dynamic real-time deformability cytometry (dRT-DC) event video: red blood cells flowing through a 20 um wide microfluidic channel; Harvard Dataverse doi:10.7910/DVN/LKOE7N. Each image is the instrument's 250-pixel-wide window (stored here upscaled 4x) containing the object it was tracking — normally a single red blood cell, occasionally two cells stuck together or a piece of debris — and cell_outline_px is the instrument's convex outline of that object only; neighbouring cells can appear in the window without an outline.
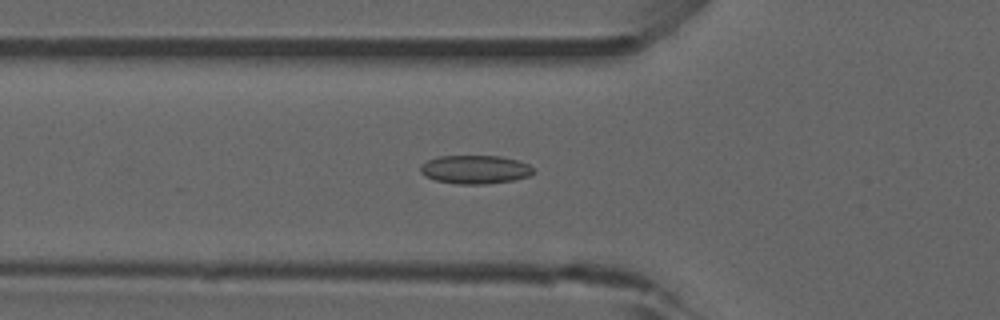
{"species": "common noctule bat (a hibernating species)", "species_latin": "Nyctalus noctula", "temperature_condition": "room temperature", "stored_images_in_passage": 31, "camera_frame_rate_fps": 3000, "um_per_image_px": 0.085, "animal": {"sex": "male", "forearm_length_mm": 52.5}, "frame": {"image": 1, "passage_image": 18, "time_ms": 5.667, "image_size_px": [1000, 320], "cell_outline_px": [[536, 172], [528, 176], [512, 180], [484, 184], [456, 184], [436, 180], [424, 176], [420, 172], [420, 164], [428, 160], [440, 156], [500, 156], [516, 160], [528, 164]], "centroid_in_image_um": [40.35, 14.41], "position_along_channel_um": 85.4, "area_um2": 18.73}}
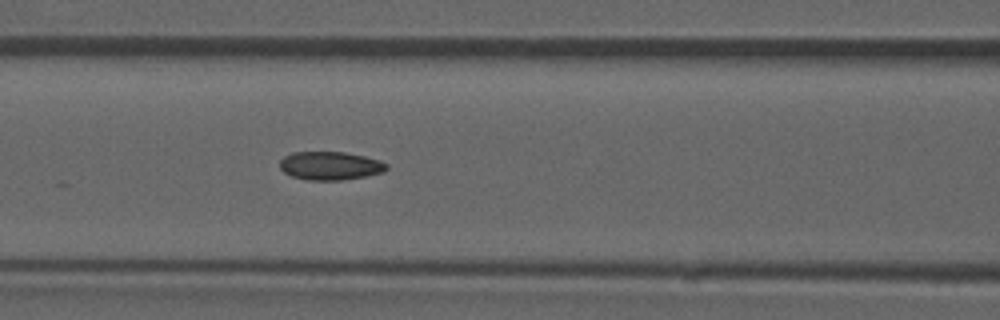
{"frame": {"image": 2, "passage_image": 22, "time_ms": 7.0, "image_size_px": [1000, 320], "cell_outline_px": [[388, 168], [384, 172], [364, 176], [340, 180], [308, 180], [292, 176], [284, 172], [280, 168], [280, 160], [284, 156], [292, 152], [344, 152], [364, 156], [380, 160], [388, 164]], "centroid_in_image_um": [28.07, 14.08], "position_along_channel_um": 138.5, "area_um2": 17.63}}